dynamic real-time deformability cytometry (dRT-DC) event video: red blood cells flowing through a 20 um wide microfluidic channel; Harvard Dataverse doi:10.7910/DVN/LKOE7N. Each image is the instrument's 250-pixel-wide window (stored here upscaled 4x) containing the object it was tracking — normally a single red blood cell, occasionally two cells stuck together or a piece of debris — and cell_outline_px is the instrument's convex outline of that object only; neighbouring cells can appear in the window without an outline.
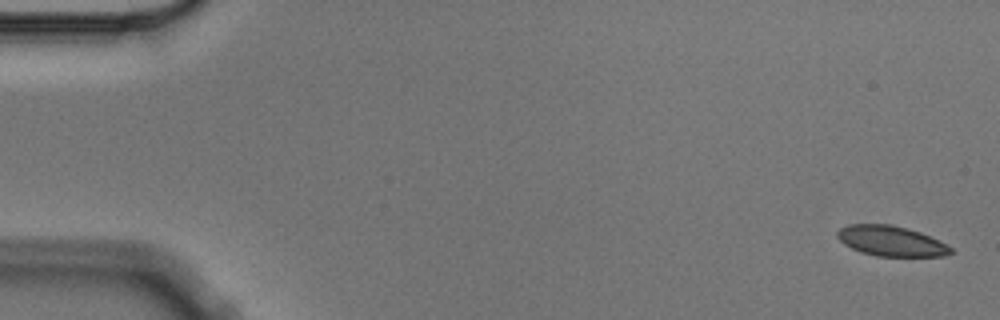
{"species": "Egyptian fruit bat (a non-hibernating species)", "species_latin": "Rousettus aegyptiacus", "temperature_condition": "cold", "stored_images_in_passage": 5, "camera_frame_rate_fps": 3000, "um_per_image_px": 0.085, "animal": {"sex": "male"}, "frame": {"image": 1, "passage_image": 1, "time_ms": 0.0, "image_size_px": [1000, 320], "cell_outline_px": [[952, 252], [944, 256], [876, 256], [860, 252], [844, 244], [836, 236], [836, 232], [840, 228], [848, 224], [888, 224], [908, 228], [920, 232], [952, 248]], "centroid_in_image_um": [75.68, 20.48], "position_along_channel_um": 9.3, "area_um2": 19.83}}
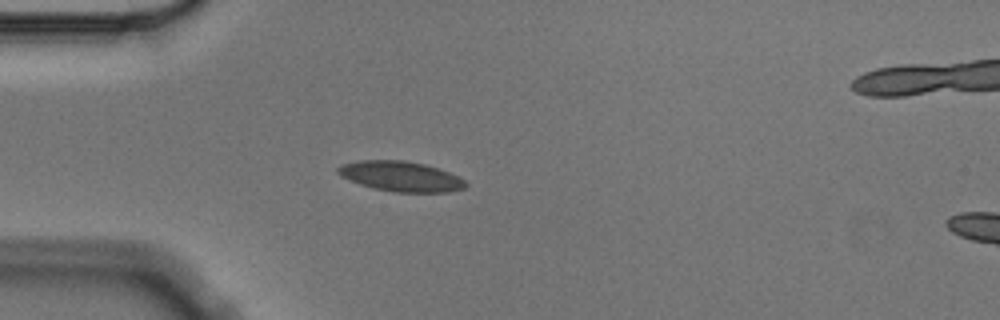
{"frame": {"image": 2, "passage_image": 4, "time_ms": 1.0, "image_size_px": [1000, 320], "cell_outline_px": [[468, 184], [464, 188], [448, 192], [392, 192], [372, 188], [360, 184], [340, 176], [336, 172], [336, 168], [340, 164], [360, 160], [404, 160], [424, 164], [448, 172], [464, 180]], "centroid_in_image_um": [34.01, 14.99], "position_along_channel_um": 51.0, "area_um2": 22.43}}